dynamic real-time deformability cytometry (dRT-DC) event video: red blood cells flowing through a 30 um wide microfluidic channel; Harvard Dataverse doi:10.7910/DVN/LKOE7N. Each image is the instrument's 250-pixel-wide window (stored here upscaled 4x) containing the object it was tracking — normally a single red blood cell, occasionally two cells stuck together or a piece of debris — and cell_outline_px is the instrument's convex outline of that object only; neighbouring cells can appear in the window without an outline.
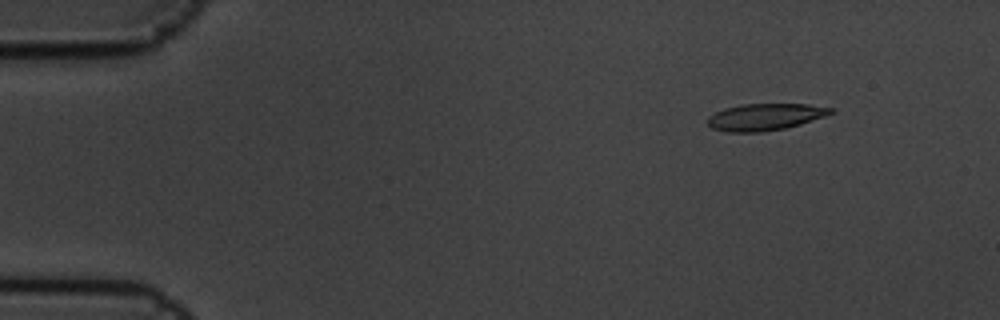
{"species": "common noctule bat (a hibernating species)", "species_latin": "Nyctalus noctula", "temperature_condition": "cold", "stored_images_in_passage": 5, "camera_frame_rate_fps": 3000, "um_per_image_px": 0.085, "animal": {"sex": "male", "body_mass_g": 19.5, "forearm_length_mm": 54.6}, "frame": {"image": 1, "passage_image": 2, "time_ms": 0.333, "image_size_px": [1000, 320], "cell_outline_px": [[832, 112], [824, 116], [800, 124], [784, 128], [760, 132], [728, 132], [712, 128], [708, 124], [708, 116], [724, 108], [744, 104], [808, 104], [832, 108]], "centroid_in_image_um": [64.99, 9.94], "position_along_channel_um": 20.0, "area_um2": 18.96}}